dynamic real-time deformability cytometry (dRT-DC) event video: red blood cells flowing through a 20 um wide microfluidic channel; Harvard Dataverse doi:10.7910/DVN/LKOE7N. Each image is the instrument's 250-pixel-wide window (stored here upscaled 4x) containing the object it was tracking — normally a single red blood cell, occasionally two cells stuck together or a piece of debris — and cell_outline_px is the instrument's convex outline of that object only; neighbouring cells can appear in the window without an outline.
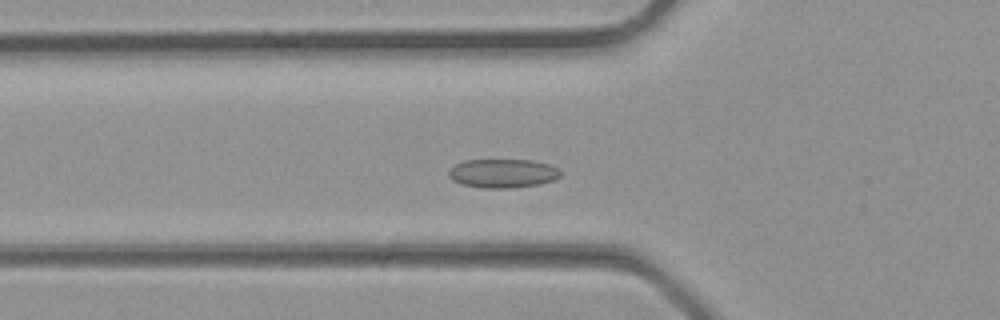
{"species": "common noctule bat (a hibernating species)", "species_latin": "Nyctalus noctula", "temperature_condition": "room temperature", "stored_images_in_passage": 29, "camera_frame_rate_fps": 3000, "um_per_image_px": 0.085, "animal": {"sex": "male", "body_mass_g": 23.1, "forearm_length_mm": 52.7}, "frame": {"image": 1, "passage_image": 7, "time_ms": 2.0, "image_size_px": [1000, 320], "cell_outline_px": [[560, 176], [552, 180], [540, 184], [512, 188], [484, 188], [464, 184], [452, 180], [448, 176], [448, 172], [456, 164], [464, 160], [532, 160], [548, 164], [560, 168]], "centroid_in_image_um": [42.75, 14.73], "position_along_channel_um": 83.0, "area_um2": 18.73}}
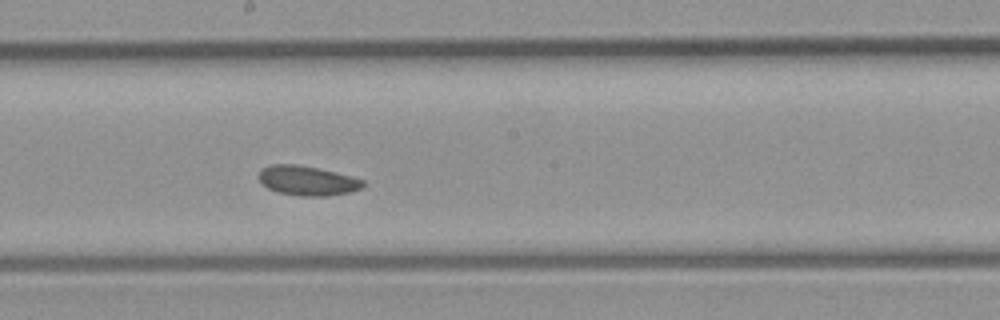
{"frame": {"image": 2, "passage_image": 14, "time_ms": 4.333, "image_size_px": [1000, 320], "cell_outline_px": [[364, 188], [352, 192], [328, 196], [300, 196], [276, 192], [268, 188], [256, 176], [260, 168], [272, 164], [300, 164], [336, 172], [352, 176], [364, 180]], "centroid_in_image_um": [26.13, 15.35], "position_along_channel_um": 222.1, "area_um2": 18.38}}
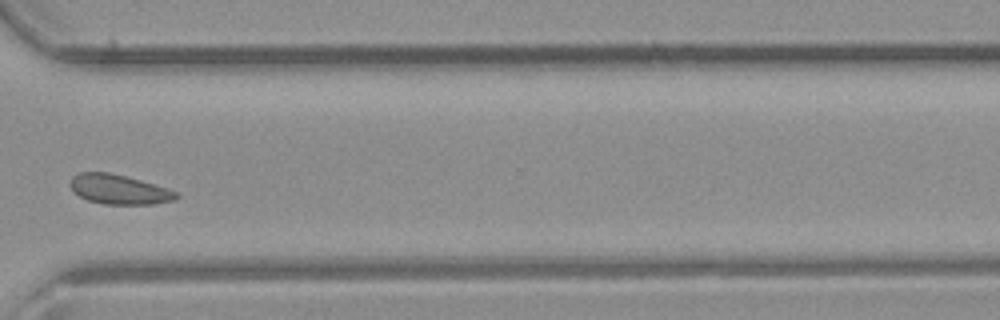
{"frame": {"image": 3, "passage_image": 21, "time_ms": 6.667, "image_size_px": [1000, 320], "cell_outline_px": [[180, 196], [176, 200], [152, 204], [104, 204], [88, 200], [72, 192], [72, 176], [80, 172], [108, 172], [140, 180], [168, 188], [176, 192]], "centroid_in_image_um": [10.14, 16.1], "position_along_channel_um": 360.5, "area_um2": 18.15}}